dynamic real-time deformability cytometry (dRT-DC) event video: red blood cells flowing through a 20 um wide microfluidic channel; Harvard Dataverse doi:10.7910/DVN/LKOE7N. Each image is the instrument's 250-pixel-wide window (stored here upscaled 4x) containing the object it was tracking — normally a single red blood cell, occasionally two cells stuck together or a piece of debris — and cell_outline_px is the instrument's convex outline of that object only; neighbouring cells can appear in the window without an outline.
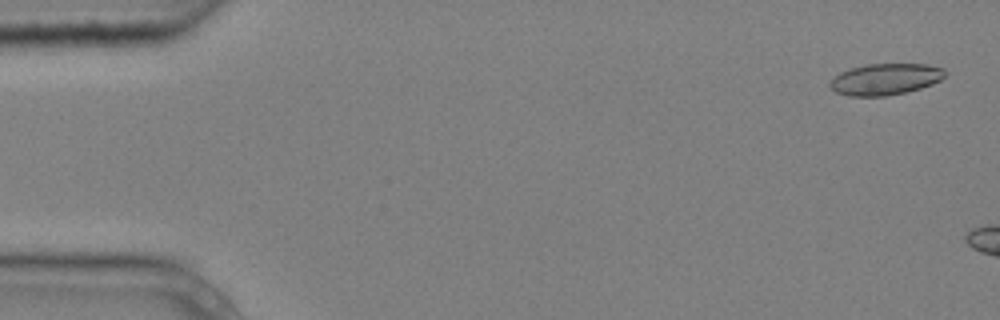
{"species": "common noctule bat (a hibernating species)", "species_latin": "Nyctalus noctula", "temperature_condition": "cold", "stored_images_in_passage": 2, "camera_frame_rate_fps": 3000, "um_per_image_px": 0.085, "animal": {"sex": "male", "body_mass_g": 20.4}, "frame": {"image": 1, "passage_image": 1, "time_ms": 0.0, "image_size_px": [1000, 320], "cell_outline_px": [[944, 76], [940, 80], [932, 84], [920, 88], [904, 92], [884, 96], [848, 96], [836, 92], [828, 84], [840, 72], [848, 68], [864, 64], [928, 64], [944, 68]], "centroid_in_image_um": [75.23, 6.72], "position_along_channel_um": 9.8, "area_um2": 20.98}}